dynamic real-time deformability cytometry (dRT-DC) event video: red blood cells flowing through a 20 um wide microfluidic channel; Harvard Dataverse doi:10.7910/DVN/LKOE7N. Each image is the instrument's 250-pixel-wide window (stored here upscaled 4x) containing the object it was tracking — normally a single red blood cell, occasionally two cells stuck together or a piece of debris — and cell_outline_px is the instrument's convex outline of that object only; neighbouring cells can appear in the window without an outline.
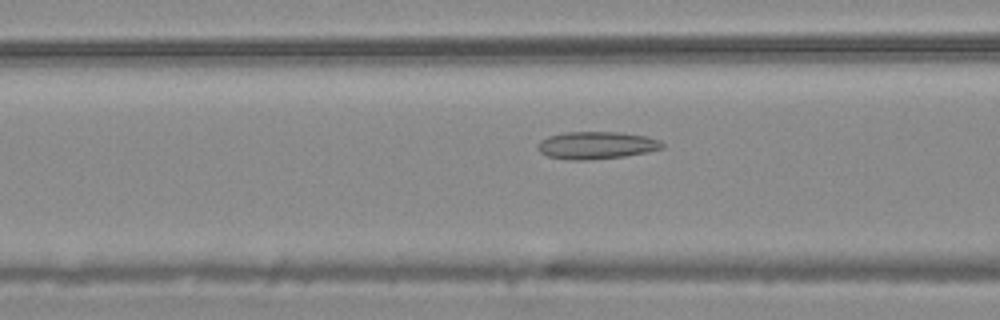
{"species": "common noctule bat (a hibernating species)", "species_latin": "Nyctalus noctula", "temperature_condition": "warm", "stored_images_in_passage": 54, "camera_frame_rate_fps": 3000, "um_per_image_px": 0.085, "animal": {"sex": "male", "body_mass_g": 20.4}, "frame": {"image": 1, "passage_image": 21, "time_ms": 6.667, "image_size_px": [1000, 320], "cell_outline_px": [[664, 148], [648, 152], [624, 156], [588, 160], [568, 160], [548, 156], [540, 152], [536, 148], [536, 144], [540, 140], [548, 136], [564, 132], [620, 132], [648, 136], [660, 140], [664, 144]], "centroid_in_image_um": [50.69, 12.34], "position_along_channel_um": 115.9, "area_um2": 20.17}}
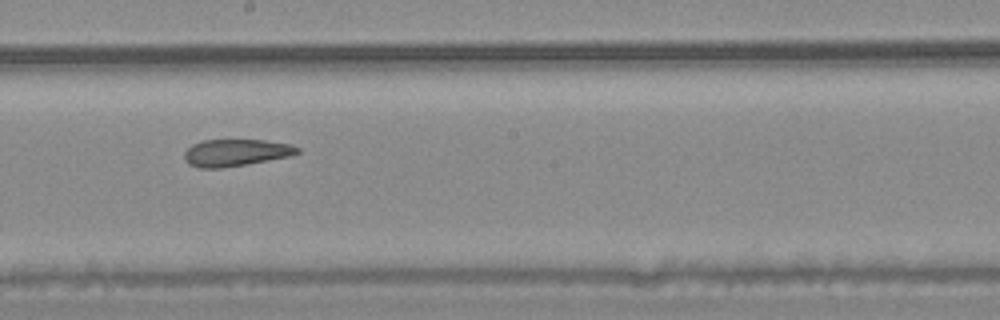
{"frame": {"image": 2, "passage_image": 30, "time_ms": 9.667, "image_size_px": [1000, 320], "cell_outline_px": [[300, 152], [292, 156], [220, 168], [200, 168], [188, 164], [184, 160], [184, 152], [192, 144], [204, 140], [264, 140], [292, 144], [300, 148]], "centroid_in_image_um": [20.05, 12.97], "position_along_channel_um": 228.1, "area_um2": 17.8}}
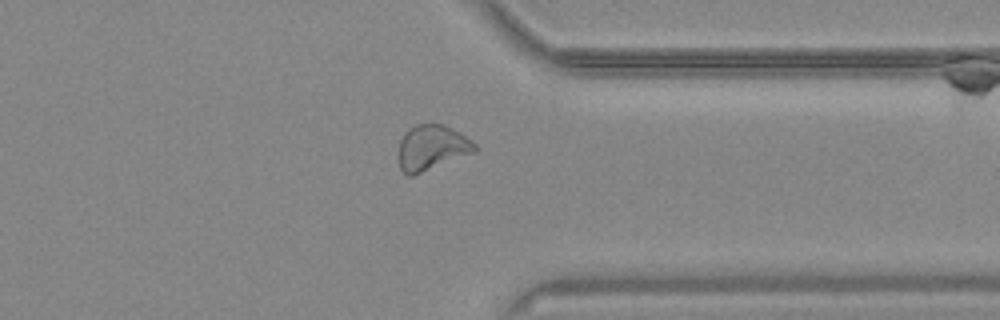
{"frame": {"image": 3, "passage_image": 42, "time_ms": 13.667, "image_size_px": [1000, 320], "cell_outline_px": [[476, 152], [412, 176], [408, 176], [400, 168], [396, 156], [400, 140], [404, 132], [408, 128], [416, 124], [444, 124], [452, 128], [472, 140], [476, 144]], "centroid_in_image_um": [36.66, 12.55], "position_along_channel_um": 374.7, "area_um2": 20.46}, "authors_computed_cell_mechanics": {"area_um2": 20.8369, "velocity_mm_per_s": 3.7374, "shape_relaxation_time_tau1_ms": null, "shape_relaxation_time_tau2_ms": 2.2892, "deformation_change_tau1": null, "deformation_change_tau2": 0.0896}}